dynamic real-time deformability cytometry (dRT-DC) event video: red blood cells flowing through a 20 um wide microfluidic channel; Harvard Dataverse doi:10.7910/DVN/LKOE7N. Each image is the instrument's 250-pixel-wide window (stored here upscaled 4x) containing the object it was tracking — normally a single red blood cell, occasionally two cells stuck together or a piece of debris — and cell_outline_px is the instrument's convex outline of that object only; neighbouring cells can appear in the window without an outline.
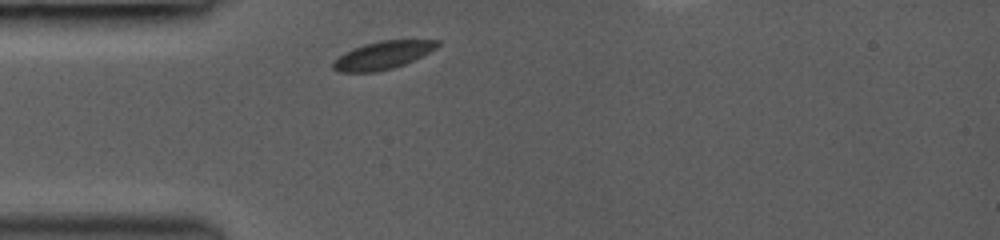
{"species": "common noctule bat (a hibernating species)", "species_latin": "Nyctalus noctula", "temperature_condition": "room temperature", "stored_images_in_passage": 1, "camera_frame_rate_fps": 3000, "um_per_image_px": 0.085, "animal": {"sex": "female", "body_mass_g": 19.0, "forearm_length_mm": 53.3}, "frame": {"image": 1, "passage_image": 1, "time_ms": 0.0, "image_size_px": [1000, 240], "cell_outline_px": [[440, 44], [436, 48], [404, 64], [392, 68], [376, 72], [340, 72], [332, 68], [332, 64], [344, 52], [352, 48], [364, 44], [380, 40], [440, 40]], "centroid_in_image_um": [32.51, 4.69], "position_along_channel_um": 52.5, "area_um2": 16.76}}